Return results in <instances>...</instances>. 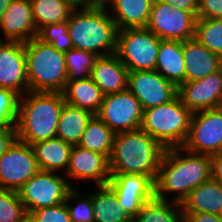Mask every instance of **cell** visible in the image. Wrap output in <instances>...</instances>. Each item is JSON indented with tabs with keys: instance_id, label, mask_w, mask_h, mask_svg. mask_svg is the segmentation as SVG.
Returning <instances> with one entry per match:
<instances>
[{
	"instance_id": "obj_13",
	"label": "cell",
	"mask_w": 222,
	"mask_h": 222,
	"mask_svg": "<svg viewBox=\"0 0 222 222\" xmlns=\"http://www.w3.org/2000/svg\"><path fill=\"white\" fill-rule=\"evenodd\" d=\"M127 90L139 100L143 110L172 101L178 95V87L156 70L130 71Z\"/></svg>"
},
{
	"instance_id": "obj_4",
	"label": "cell",
	"mask_w": 222,
	"mask_h": 222,
	"mask_svg": "<svg viewBox=\"0 0 222 222\" xmlns=\"http://www.w3.org/2000/svg\"><path fill=\"white\" fill-rule=\"evenodd\" d=\"M108 13L104 8L76 7L67 20L73 48L96 56L114 54L118 29Z\"/></svg>"
},
{
	"instance_id": "obj_42",
	"label": "cell",
	"mask_w": 222,
	"mask_h": 222,
	"mask_svg": "<svg viewBox=\"0 0 222 222\" xmlns=\"http://www.w3.org/2000/svg\"><path fill=\"white\" fill-rule=\"evenodd\" d=\"M16 139V129H0V156Z\"/></svg>"
},
{
	"instance_id": "obj_11",
	"label": "cell",
	"mask_w": 222,
	"mask_h": 222,
	"mask_svg": "<svg viewBox=\"0 0 222 222\" xmlns=\"http://www.w3.org/2000/svg\"><path fill=\"white\" fill-rule=\"evenodd\" d=\"M144 110L139 100L128 90L104 95L96 116L114 133L141 128Z\"/></svg>"
},
{
	"instance_id": "obj_3",
	"label": "cell",
	"mask_w": 222,
	"mask_h": 222,
	"mask_svg": "<svg viewBox=\"0 0 222 222\" xmlns=\"http://www.w3.org/2000/svg\"><path fill=\"white\" fill-rule=\"evenodd\" d=\"M64 103L61 92L28 91L22 95L16 122L17 140L32 145L56 137Z\"/></svg>"
},
{
	"instance_id": "obj_15",
	"label": "cell",
	"mask_w": 222,
	"mask_h": 222,
	"mask_svg": "<svg viewBox=\"0 0 222 222\" xmlns=\"http://www.w3.org/2000/svg\"><path fill=\"white\" fill-rule=\"evenodd\" d=\"M178 97L192 113L222 106V67L205 78L178 86Z\"/></svg>"
},
{
	"instance_id": "obj_25",
	"label": "cell",
	"mask_w": 222,
	"mask_h": 222,
	"mask_svg": "<svg viewBox=\"0 0 222 222\" xmlns=\"http://www.w3.org/2000/svg\"><path fill=\"white\" fill-rule=\"evenodd\" d=\"M153 0H112V19L118 30L146 28Z\"/></svg>"
},
{
	"instance_id": "obj_28",
	"label": "cell",
	"mask_w": 222,
	"mask_h": 222,
	"mask_svg": "<svg viewBox=\"0 0 222 222\" xmlns=\"http://www.w3.org/2000/svg\"><path fill=\"white\" fill-rule=\"evenodd\" d=\"M32 16L37 32L48 24H56L68 20L76 8L68 0H30Z\"/></svg>"
},
{
	"instance_id": "obj_45",
	"label": "cell",
	"mask_w": 222,
	"mask_h": 222,
	"mask_svg": "<svg viewBox=\"0 0 222 222\" xmlns=\"http://www.w3.org/2000/svg\"><path fill=\"white\" fill-rule=\"evenodd\" d=\"M70 1L73 5H75L76 7H82V0H68Z\"/></svg>"
},
{
	"instance_id": "obj_29",
	"label": "cell",
	"mask_w": 222,
	"mask_h": 222,
	"mask_svg": "<svg viewBox=\"0 0 222 222\" xmlns=\"http://www.w3.org/2000/svg\"><path fill=\"white\" fill-rule=\"evenodd\" d=\"M131 222H184L181 203L154 197L144 204Z\"/></svg>"
},
{
	"instance_id": "obj_39",
	"label": "cell",
	"mask_w": 222,
	"mask_h": 222,
	"mask_svg": "<svg viewBox=\"0 0 222 222\" xmlns=\"http://www.w3.org/2000/svg\"><path fill=\"white\" fill-rule=\"evenodd\" d=\"M183 11H190L197 17L198 0H158Z\"/></svg>"
},
{
	"instance_id": "obj_16",
	"label": "cell",
	"mask_w": 222,
	"mask_h": 222,
	"mask_svg": "<svg viewBox=\"0 0 222 222\" xmlns=\"http://www.w3.org/2000/svg\"><path fill=\"white\" fill-rule=\"evenodd\" d=\"M0 88L12 90L20 97L29 91L24 43H0Z\"/></svg>"
},
{
	"instance_id": "obj_34",
	"label": "cell",
	"mask_w": 222,
	"mask_h": 222,
	"mask_svg": "<svg viewBox=\"0 0 222 222\" xmlns=\"http://www.w3.org/2000/svg\"><path fill=\"white\" fill-rule=\"evenodd\" d=\"M37 38L44 43L51 44L55 49L63 53L73 49L72 40L68 33L67 20L45 25L38 31Z\"/></svg>"
},
{
	"instance_id": "obj_26",
	"label": "cell",
	"mask_w": 222,
	"mask_h": 222,
	"mask_svg": "<svg viewBox=\"0 0 222 222\" xmlns=\"http://www.w3.org/2000/svg\"><path fill=\"white\" fill-rule=\"evenodd\" d=\"M93 116L87 110L64 103L58 121L56 137L72 146H77Z\"/></svg>"
},
{
	"instance_id": "obj_9",
	"label": "cell",
	"mask_w": 222,
	"mask_h": 222,
	"mask_svg": "<svg viewBox=\"0 0 222 222\" xmlns=\"http://www.w3.org/2000/svg\"><path fill=\"white\" fill-rule=\"evenodd\" d=\"M196 19L190 11L153 0L146 28L161 40L186 41L194 38Z\"/></svg>"
},
{
	"instance_id": "obj_1",
	"label": "cell",
	"mask_w": 222,
	"mask_h": 222,
	"mask_svg": "<svg viewBox=\"0 0 222 222\" xmlns=\"http://www.w3.org/2000/svg\"><path fill=\"white\" fill-rule=\"evenodd\" d=\"M185 151L184 155L181 154ZM211 178L209 155L192 153L182 147L165 150L155 180V197L162 200L175 193L174 201L181 203L197 186Z\"/></svg>"
},
{
	"instance_id": "obj_5",
	"label": "cell",
	"mask_w": 222,
	"mask_h": 222,
	"mask_svg": "<svg viewBox=\"0 0 222 222\" xmlns=\"http://www.w3.org/2000/svg\"><path fill=\"white\" fill-rule=\"evenodd\" d=\"M24 48L29 91L62 93L68 81L64 53L37 37Z\"/></svg>"
},
{
	"instance_id": "obj_44",
	"label": "cell",
	"mask_w": 222,
	"mask_h": 222,
	"mask_svg": "<svg viewBox=\"0 0 222 222\" xmlns=\"http://www.w3.org/2000/svg\"><path fill=\"white\" fill-rule=\"evenodd\" d=\"M12 0H0V21Z\"/></svg>"
},
{
	"instance_id": "obj_41",
	"label": "cell",
	"mask_w": 222,
	"mask_h": 222,
	"mask_svg": "<svg viewBox=\"0 0 222 222\" xmlns=\"http://www.w3.org/2000/svg\"><path fill=\"white\" fill-rule=\"evenodd\" d=\"M184 222H222V218L220 215L205 212L188 213L184 217Z\"/></svg>"
},
{
	"instance_id": "obj_17",
	"label": "cell",
	"mask_w": 222,
	"mask_h": 222,
	"mask_svg": "<svg viewBox=\"0 0 222 222\" xmlns=\"http://www.w3.org/2000/svg\"><path fill=\"white\" fill-rule=\"evenodd\" d=\"M71 179L93 180L97 186L107 185L111 177L109 159L80 146H73L65 174Z\"/></svg>"
},
{
	"instance_id": "obj_12",
	"label": "cell",
	"mask_w": 222,
	"mask_h": 222,
	"mask_svg": "<svg viewBox=\"0 0 222 222\" xmlns=\"http://www.w3.org/2000/svg\"><path fill=\"white\" fill-rule=\"evenodd\" d=\"M38 171L32 146L16 139L0 156V189L17 191Z\"/></svg>"
},
{
	"instance_id": "obj_36",
	"label": "cell",
	"mask_w": 222,
	"mask_h": 222,
	"mask_svg": "<svg viewBox=\"0 0 222 222\" xmlns=\"http://www.w3.org/2000/svg\"><path fill=\"white\" fill-rule=\"evenodd\" d=\"M20 96L0 88V129H16Z\"/></svg>"
},
{
	"instance_id": "obj_10",
	"label": "cell",
	"mask_w": 222,
	"mask_h": 222,
	"mask_svg": "<svg viewBox=\"0 0 222 222\" xmlns=\"http://www.w3.org/2000/svg\"><path fill=\"white\" fill-rule=\"evenodd\" d=\"M182 148L209 156L222 151V109L193 112L189 133Z\"/></svg>"
},
{
	"instance_id": "obj_27",
	"label": "cell",
	"mask_w": 222,
	"mask_h": 222,
	"mask_svg": "<svg viewBox=\"0 0 222 222\" xmlns=\"http://www.w3.org/2000/svg\"><path fill=\"white\" fill-rule=\"evenodd\" d=\"M97 187V192L90 193L94 222H131L132 219L118 204L114 190L108 184Z\"/></svg>"
},
{
	"instance_id": "obj_33",
	"label": "cell",
	"mask_w": 222,
	"mask_h": 222,
	"mask_svg": "<svg viewBox=\"0 0 222 222\" xmlns=\"http://www.w3.org/2000/svg\"><path fill=\"white\" fill-rule=\"evenodd\" d=\"M0 222H28V213L18 191L0 189Z\"/></svg>"
},
{
	"instance_id": "obj_6",
	"label": "cell",
	"mask_w": 222,
	"mask_h": 222,
	"mask_svg": "<svg viewBox=\"0 0 222 222\" xmlns=\"http://www.w3.org/2000/svg\"><path fill=\"white\" fill-rule=\"evenodd\" d=\"M191 117L192 112L177 95L172 101L145 109L141 129L165 149L182 147L189 133Z\"/></svg>"
},
{
	"instance_id": "obj_23",
	"label": "cell",
	"mask_w": 222,
	"mask_h": 222,
	"mask_svg": "<svg viewBox=\"0 0 222 222\" xmlns=\"http://www.w3.org/2000/svg\"><path fill=\"white\" fill-rule=\"evenodd\" d=\"M39 170L67 171L72 145L58 137L39 141L31 145Z\"/></svg>"
},
{
	"instance_id": "obj_43",
	"label": "cell",
	"mask_w": 222,
	"mask_h": 222,
	"mask_svg": "<svg viewBox=\"0 0 222 222\" xmlns=\"http://www.w3.org/2000/svg\"><path fill=\"white\" fill-rule=\"evenodd\" d=\"M111 2H112V0H82V8H104V9H107L108 8L107 6L111 5Z\"/></svg>"
},
{
	"instance_id": "obj_21",
	"label": "cell",
	"mask_w": 222,
	"mask_h": 222,
	"mask_svg": "<svg viewBox=\"0 0 222 222\" xmlns=\"http://www.w3.org/2000/svg\"><path fill=\"white\" fill-rule=\"evenodd\" d=\"M183 216L205 212L220 215L222 212V185L210 178L195 187L181 202Z\"/></svg>"
},
{
	"instance_id": "obj_19",
	"label": "cell",
	"mask_w": 222,
	"mask_h": 222,
	"mask_svg": "<svg viewBox=\"0 0 222 222\" xmlns=\"http://www.w3.org/2000/svg\"><path fill=\"white\" fill-rule=\"evenodd\" d=\"M128 73V69L114 53L95 59L90 78L107 95L127 90Z\"/></svg>"
},
{
	"instance_id": "obj_18",
	"label": "cell",
	"mask_w": 222,
	"mask_h": 222,
	"mask_svg": "<svg viewBox=\"0 0 222 222\" xmlns=\"http://www.w3.org/2000/svg\"><path fill=\"white\" fill-rule=\"evenodd\" d=\"M6 41L26 43L37 37L30 0H12L0 21Z\"/></svg>"
},
{
	"instance_id": "obj_32",
	"label": "cell",
	"mask_w": 222,
	"mask_h": 222,
	"mask_svg": "<svg viewBox=\"0 0 222 222\" xmlns=\"http://www.w3.org/2000/svg\"><path fill=\"white\" fill-rule=\"evenodd\" d=\"M68 81L90 77L95 59L94 53L80 49H71L64 53Z\"/></svg>"
},
{
	"instance_id": "obj_38",
	"label": "cell",
	"mask_w": 222,
	"mask_h": 222,
	"mask_svg": "<svg viewBox=\"0 0 222 222\" xmlns=\"http://www.w3.org/2000/svg\"><path fill=\"white\" fill-rule=\"evenodd\" d=\"M197 18L222 19V0H198Z\"/></svg>"
},
{
	"instance_id": "obj_22",
	"label": "cell",
	"mask_w": 222,
	"mask_h": 222,
	"mask_svg": "<svg viewBox=\"0 0 222 222\" xmlns=\"http://www.w3.org/2000/svg\"><path fill=\"white\" fill-rule=\"evenodd\" d=\"M155 70L177 87L185 82L183 41H160Z\"/></svg>"
},
{
	"instance_id": "obj_35",
	"label": "cell",
	"mask_w": 222,
	"mask_h": 222,
	"mask_svg": "<svg viewBox=\"0 0 222 222\" xmlns=\"http://www.w3.org/2000/svg\"><path fill=\"white\" fill-rule=\"evenodd\" d=\"M81 194L78 190H75L74 187L68 191L65 203L68 209L70 221L94 222L92 195L88 194L84 197L83 193ZM74 200L77 201L76 205L70 206L71 202H75Z\"/></svg>"
},
{
	"instance_id": "obj_20",
	"label": "cell",
	"mask_w": 222,
	"mask_h": 222,
	"mask_svg": "<svg viewBox=\"0 0 222 222\" xmlns=\"http://www.w3.org/2000/svg\"><path fill=\"white\" fill-rule=\"evenodd\" d=\"M185 82L205 78L222 67V58L196 39L183 41Z\"/></svg>"
},
{
	"instance_id": "obj_30",
	"label": "cell",
	"mask_w": 222,
	"mask_h": 222,
	"mask_svg": "<svg viewBox=\"0 0 222 222\" xmlns=\"http://www.w3.org/2000/svg\"><path fill=\"white\" fill-rule=\"evenodd\" d=\"M115 133L96 115L88 122L78 146L105 155L112 152Z\"/></svg>"
},
{
	"instance_id": "obj_40",
	"label": "cell",
	"mask_w": 222,
	"mask_h": 222,
	"mask_svg": "<svg viewBox=\"0 0 222 222\" xmlns=\"http://www.w3.org/2000/svg\"><path fill=\"white\" fill-rule=\"evenodd\" d=\"M211 178L222 185V151L210 155Z\"/></svg>"
},
{
	"instance_id": "obj_31",
	"label": "cell",
	"mask_w": 222,
	"mask_h": 222,
	"mask_svg": "<svg viewBox=\"0 0 222 222\" xmlns=\"http://www.w3.org/2000/svg\"><path fill=\"white\" fill-rule=\"evenodd\" d=\"M194 39L222 58V19L197 18Z\"/></svg>"
},
{
	"instance_id": "obj_2",
	"label": "cell",
	"mask_w": 222,
	"mask_h": 222,
	"mask_svg": "<svg viewBox=\"0 0 222 222\" xmlns=\"http://www.w3.org/2000/svg\"><path fill=\"white\" fill-rule=\"evenodd\" d=\"M165 148L141 128L115 133L109 157L111 175H145L156 180Z\"/></svg>"
},
{
	"instance_id": "obj_14",
	"label": "cell",
	"mask_w": 222,
	"mask_h": 222,
	"mask_svg": "<svg viewBox=\"0 0 222 222\" xmlns=\"http://www.w3.org/2000/svg\"><path fill=\"white\" fill-rule=\"evenodd\" d=\"M108 185L114 190L118 204L134 218L144 204L155 197V181L145 175H111Z\"/></svg>"
},
{
	"instance_id": "obj_7",
	"label": "cell",
	"mask_w": 222,
	"mask_h": 222,
	"mask_svg": "<svg viewBox=\"0 0 222 222\" xmlns=\"http://www.w3.org/2000/svg\"><path fill=\"white\" fill-rule=\"evenodd\" d=\"M160 41L147 28L118 30L115 54L129 72L155 70Z\"/></svg>"
},
{
	"instance_id": "obj_24",
	"label": "cell",
	"mask_w": 222,
	"mask_h": 222,
	"mask_svg": "<svg viewBox=\"0 0 222 222\" xmlns=\"http://www.w3.org/2000/svg\"><path fill=\"white\" fill-rule=\"evenodd\" d=\"M62 94L65 103L87 110L93 115L99 111L104 98V94L90 77L67 81Z\"/></svg>"
},
{
	"instance_id": "obj_8",
	"label": "cell",
	"mask_w": 222,
	"mask_h": 222,
	"mask_svg": "<svg viewBox=\"0 0 222 222\" xmlns=\"http://www.w3.org/2000/svg\"><path fill=\"white\" fill-rule=\"evenodd\" d=\"M70 181L56 172L39 170L17 191L27 213L41 208L54 207L66 200L72 188Z\"/></svg>"
},
{
	"instance_id": "obj_37",
	"label": "cell",
	"mask_w": 222,
	"mask_h": 222,
	"mask_svg": "<svg viewBox=\"0 0 222 222\" xmlns=\"http://www.w3.org/2000/svg\"><path fill=\"white\" fill-rule=\"evenodd\" d=\"M28 222H71L66 203L36 209L28 214Z\"/></svg>"
}]
</instances>
